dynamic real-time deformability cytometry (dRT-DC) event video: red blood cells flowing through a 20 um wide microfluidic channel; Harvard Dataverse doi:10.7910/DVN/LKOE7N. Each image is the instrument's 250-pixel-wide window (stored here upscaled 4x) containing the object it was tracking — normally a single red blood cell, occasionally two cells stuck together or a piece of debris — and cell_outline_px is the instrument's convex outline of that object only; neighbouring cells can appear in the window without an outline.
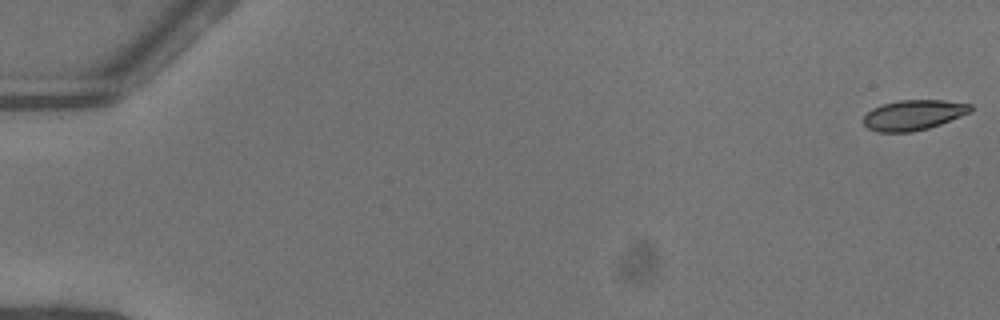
{"species": "common noctule bat (a hibernating species)", "species_latin": "Nyctalus noctula", "temperature_condition": "warm", "stored_images_in_passage": 52, "camera_frame_rate_fps": 3000, "um_per_image_px": 0.085, "animal": {"sex": "female"}, "frame": {"image": 1, "passage_image": 1, "time_ms": 0.0, "image_size_px": [1000, 320], "cell_outline_px": [[972, 112], [940, 124], [928, 128], [912, 132], [876, 132], [868, 128], [860, 120], [872, 108], [896, 100], [944, 100], [972, 104]], "centroid_in_image_um": [77.63, 9.77], "position_along_channel_um": 7.4, "area_um2": 19.02}}
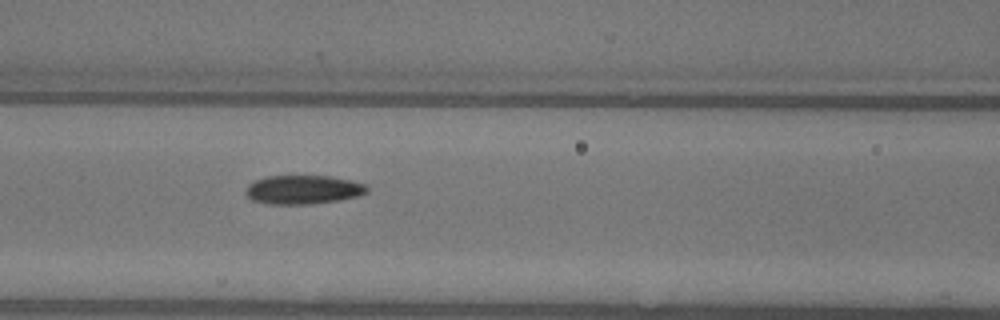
{"frame": {"image": 2, "passage_image": 24, "time_ms": 7.667, "image_size_px": [1000, 320], "cell_outline_px": [[368, 192], [356, 196], [340, 200], [308, 204], [268, 204], [252, 200], [244, 192], [248, 184], [264, 176], [328, 176], [352, 180], [368, 184]], "centroid_in_image_um": [25.77, 16.11], "position_along_channel_um": 140.8, "area_um2": 20.52}}
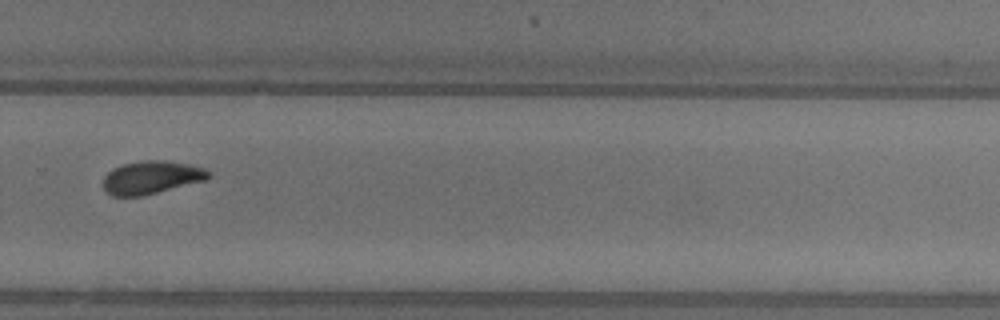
{"frame": {"image": 3, "passage_image": 37, "time_ms": 12.0, "image_size_px": [1000, 320], "cell_outline_px": [[212, 176], [208, 180], [140, 196], [112, 196], [104, 188], [104, 176], [112, 168], [124, 164], [140, 160], [164, 160], [188, 164], [204, 168], [212, 172]], "centroid_in_image_um": [12.91, 15.07], "position_along_channel_um": 316.9, "area_um2": 20.35}, "authors_computed_cell_mechanics": {"area_um2": 20.1144, "velocity_mm_per_s": 4.0693, "shape_relaxation_time_tau1_ms": 4.936, "shape_relaxation_time_tau2_ms": 2.1321, "deformation_change_tau1": 0.1277, "deformation_change_tau2": 0.0555}}